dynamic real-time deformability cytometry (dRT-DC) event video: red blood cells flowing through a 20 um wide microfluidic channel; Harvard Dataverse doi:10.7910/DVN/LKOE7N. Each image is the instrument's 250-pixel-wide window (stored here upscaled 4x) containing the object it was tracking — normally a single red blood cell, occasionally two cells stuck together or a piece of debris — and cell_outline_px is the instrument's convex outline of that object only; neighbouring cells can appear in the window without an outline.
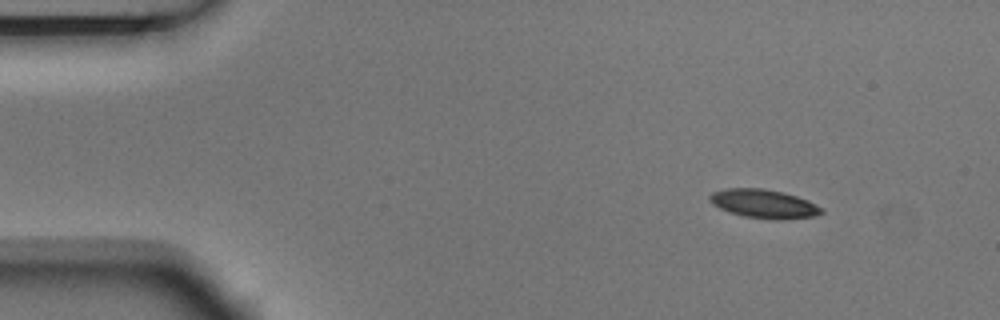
{"species": "Egyptian fruit bat (a non-hibernating species)", "species_latin": "Rousettus aegyptiacus", "temperature_condition": "room temperature", "stored_images_in_passage": 3, "camera_frame_rate_fps": 3000, "um_per_image_px": 0.085, "animal": {"sex": "male"}, "frame": {"image": 1, "passage_image": 1, "time_ms": 0.0, "image_size_px": [1000, 320], "cell_outline_px": [[824, 212], [816, 216], [780, 220], [776, 220], [744, 216], [728, 212], [712, 204], [708, 200], [708, 196], [712, 192], [728, 188], [764, 188], [784, 192], [808, 200], [824, 208]], "centroid_in_image_um": [64.94, 17.32], "position_along_channel_um": 20.1, "area_um2": 18.96}}
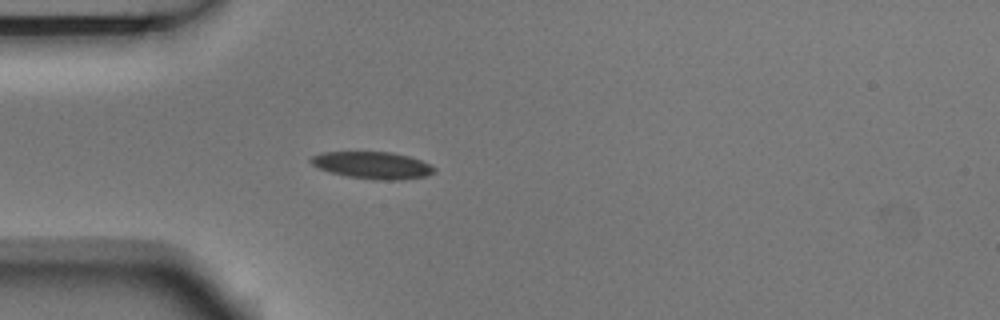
{"frame": {"image": 2, "passage_image": 3, "time_ms": 0.667, "image_size_px": [1000, 320], "cell_outline_px": [[436, 172], [428, 176], [396, 180], [376, 180], [348, 176], [332, 172], [320, 168], [312, 164], [308, 160], [312, 156], [320, 152], [392, 152], [408, 156], [420, 160], [436, 168]], "centroid_in_image_um": [31.68, 14.04], "position_along_channel_um": 53.3, "area_um2": 19.36}}